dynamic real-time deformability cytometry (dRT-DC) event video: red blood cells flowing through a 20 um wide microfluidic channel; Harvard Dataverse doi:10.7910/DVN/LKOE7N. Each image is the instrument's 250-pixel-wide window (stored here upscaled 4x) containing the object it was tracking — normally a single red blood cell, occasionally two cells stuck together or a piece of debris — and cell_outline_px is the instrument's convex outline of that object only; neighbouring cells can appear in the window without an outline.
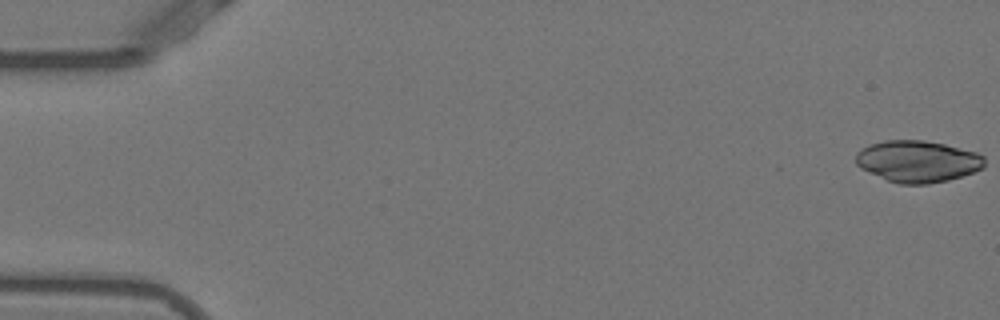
{"species": "Egyptian fruit bat (a non-hibernating species)", "species_latin": "Rousettus aegyptiacus", "temperature_condition": "warm", "stored_images_in_passage": 52, "camera_frame_rate_fps": 3000, "um_per_image_px": 0.085, "animal": {"sex": "female"}, "frame": {"image": 1, "passage_image": 1, "time_ms": 0.0, "image_size_px": [1000, 320], "cell_outline_px": [[984, 168], [948, 180], [928, 184], [900, 184], [888, 180], [860, 168], [856, 164], [856, 152], [860, 148], [868, 144], [884, 140], [924, 140], [944, 144], [976, 152], [984, 156]], "centroid_in_image_um": [77.97, 13.7], "position_along_channel_um": 7.0, "area_um2": 31.27}}